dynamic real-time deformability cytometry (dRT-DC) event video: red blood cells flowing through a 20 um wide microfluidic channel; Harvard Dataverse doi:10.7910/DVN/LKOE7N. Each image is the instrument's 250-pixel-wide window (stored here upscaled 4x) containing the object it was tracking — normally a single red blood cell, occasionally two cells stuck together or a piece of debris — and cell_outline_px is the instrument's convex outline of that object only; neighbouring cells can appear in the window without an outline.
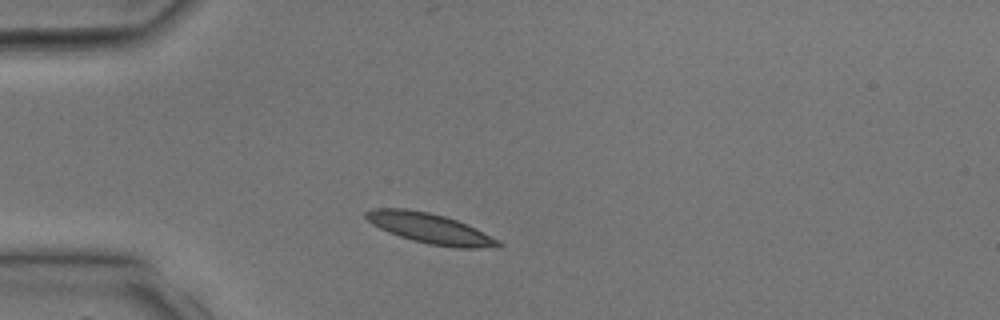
{"species": "common noctule bat (a hibernating species)", "species_latin": "Nyctalus noctula", "temperature_condition": "room temperature", "stored_images_in_passage": 28, "camera_frame_rate_fps": 3000, "um_per_image_px": 0.085, "animal": {"sex": "male", "body_mass_g": 17.9, "forearm_length_mm": 54.2}, "frame": {"image": 1, "passage_image": 3, "time_ms": 0.667, "image_size_px": [1000, 320], "cell_outline_px": [[504, 244], [500, 248], [456, 248], [428, 244], [412, 240], [388, 232], [372, 224], [364, 216], [364, 212], [372, 208], [404, 208], [428, 212], [444, 216], [456, 220], [500, 240]], "centroid_in_image_um": [36.56, 19.43], "position_along_channel_um": 48.4, "area_um2": 23.29}}
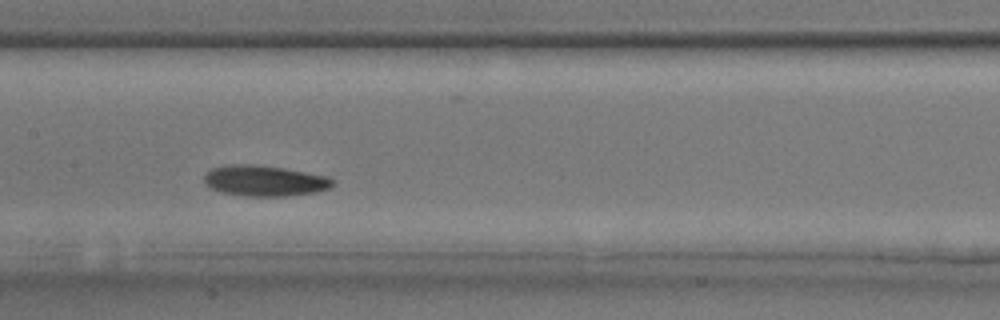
{"frame": {"image": 2, "passage_image": 11, "time_ms": 3.333, "image_size_px": [1000, 320], "cell_outline_px": [[332, 184], [328, 188], [316, 192], [284, 196], [244, 196], [220, 192], [204, 184], [204, 176], [212, 168], [232, 164], [252, 164], [284, 168], [328, 176], [332, 180]], "centroid_in_image_um": [22.45, 15.36], "position_along_channel_um": 184.9, "area_um2": 22.89}}
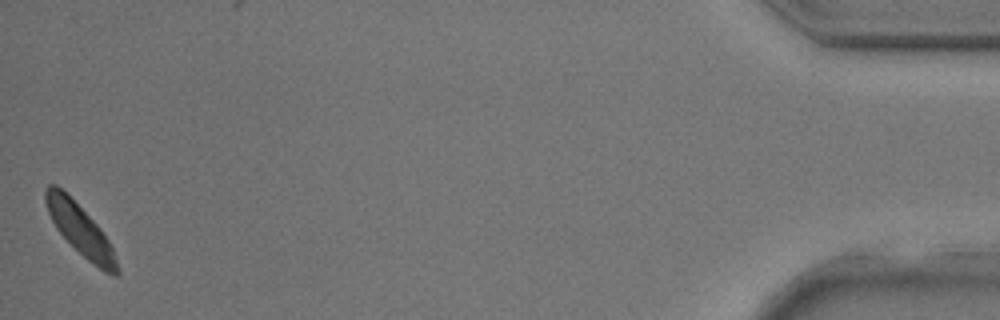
{"frame": {"image": 3, "passage_image": 28, "time_ms": 9.0, "image_size_px": [1000, 320], "cell_outline_px": [[120, 272], [116, 276], [112, 276], [104, 272], [88, 260], [56, 228], [48, 212], [44, 200], [44, 188], [48, 184], [56, 184], [100, 228], [108, 240], [112, 248], [120, 268]], "centroid_in_image_um": [6.83, 19.55], "position_along_channel_um": 428.4, "area_um2": 20.58}}